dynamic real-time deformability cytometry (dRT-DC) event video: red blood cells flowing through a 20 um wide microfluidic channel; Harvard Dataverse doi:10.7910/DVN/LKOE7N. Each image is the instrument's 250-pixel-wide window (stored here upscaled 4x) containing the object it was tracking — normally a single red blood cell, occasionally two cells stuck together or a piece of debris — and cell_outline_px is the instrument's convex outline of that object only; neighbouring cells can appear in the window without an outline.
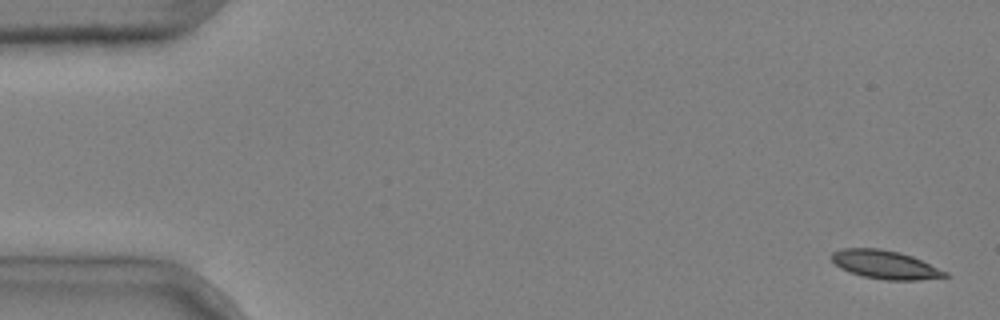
{"species": "common noctule bat (a hibernating species)", "species_latin": "Nyctalus noctula", "temperature_condition": "cold", "stored_images_in_passage": 5, "camera_frame_rate_fps": 3000, "um_per_image_px": 0.085, "animal": {"sex": "male", "body_mass_g": 20.4}, "frame": {"image": 1, "passage_image": 1, "time_ms": 0.0, "image_size_px": [1000, 320], "cell_outline_px": [[952, 276], [920, 280], [884, 280], [860, 276], [840, 268], [828, 256], [832, 252], [840, 248], [880, 248], [900, 252], [912, 256], [948, 272]], "centroid_in_image_um": [75.22, 22.49], "position_along_channel_um": 9.8, "area_um2": 19.13}}
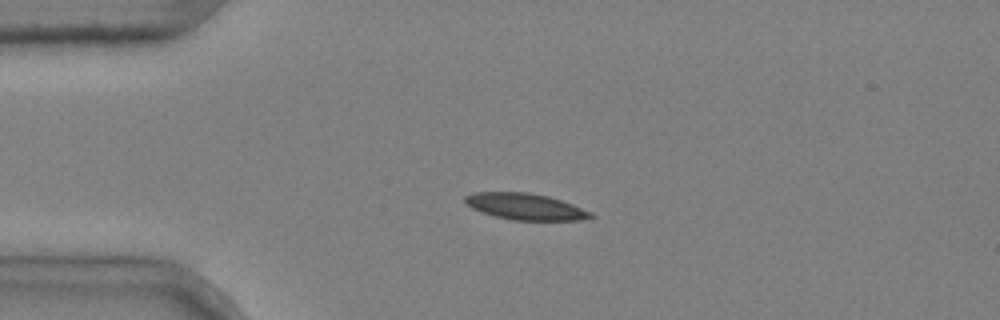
{"frame": {"image": 2, "passage_image": 4, "time_ms": 1.0, "image_size_px": [1000, 320], "cell_outline_px": [[596, 216], [580, 220], [512, 220], [496, 216], [472, 208], [464, 200], [464, 196], [476, 192], [528, 192], [548, 196], [572, 204], [592, 212]], "centroid_in_image_um": [44.68, 17.55], "position_along_channel_um": 40.3, "area_um2": 19.13}}